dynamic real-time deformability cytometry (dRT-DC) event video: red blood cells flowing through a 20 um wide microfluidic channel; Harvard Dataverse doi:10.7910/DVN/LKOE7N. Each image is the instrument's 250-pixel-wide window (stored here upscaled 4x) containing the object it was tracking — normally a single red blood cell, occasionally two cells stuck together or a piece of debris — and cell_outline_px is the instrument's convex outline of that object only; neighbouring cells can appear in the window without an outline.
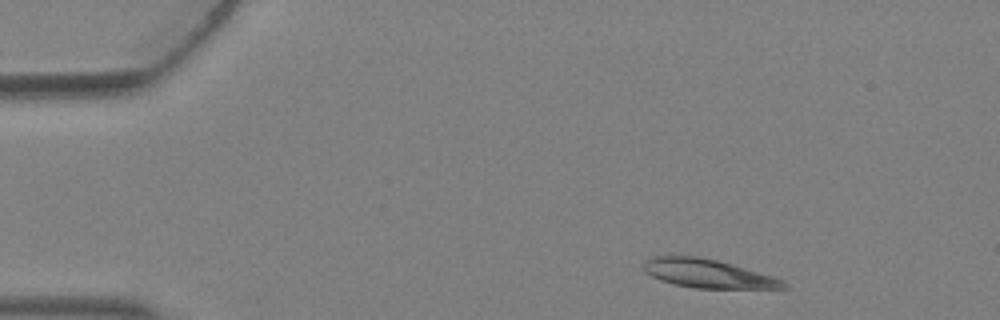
{"species": "Egyptian fruit bat (a non-hibernating species)", "species_latin": "Rousettus aegyptiacus", "temperature_condition": "warm", "stored_images_in_passage": 3, "camera_frame_rate_fps": 3000, "um_per_image_px": 0.085, "animal": {"sex": "female"}, "frame": {"image": 1, "passage_image": 1, "time_ms": 0.0, "image_size_px": [1000, 320], "cell_outline_px": [[788, 288], [696, 288], [672, 284], [660, 280], [644, 272], [644, 260], [652, 256], [700, 256], [732, 264], [772, 276], [784, 280], [788, 284]], "centroid_in_image_um": [60.14, 23.25], "position_along_channel_um": 24.9, "area_um2": 23.29}}